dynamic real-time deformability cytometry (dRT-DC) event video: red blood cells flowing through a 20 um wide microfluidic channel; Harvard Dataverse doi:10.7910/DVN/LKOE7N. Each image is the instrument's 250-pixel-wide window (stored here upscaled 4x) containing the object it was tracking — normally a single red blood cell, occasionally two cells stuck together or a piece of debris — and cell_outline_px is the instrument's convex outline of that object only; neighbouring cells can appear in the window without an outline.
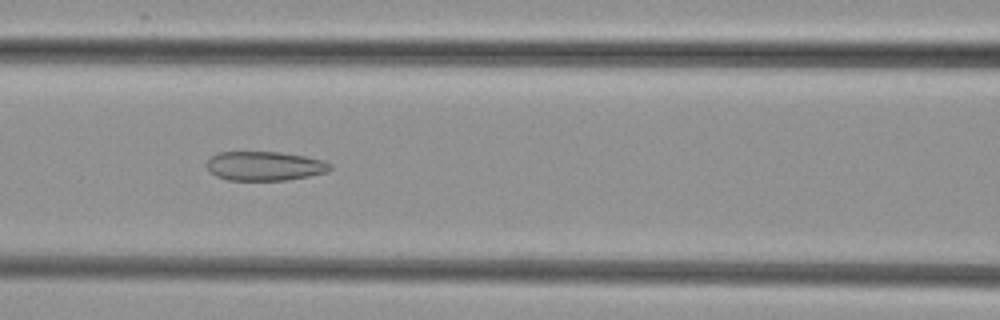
{"species": "common noctule bat (a hibernating species)", "species_latin": "Nyctalus noctula", "temperature_condition": "cold", "stored_images_in_passage": 36, "camera_frame_rate_fps": 3000, "um_per_image_px": 0.085, "animal": {"sex": "female", "body_mass_g": 29.2, "forearm_length_mm": 56.3}, "frame": {"image": 1, "passage_image": 7, "time_ms": 2.0, "image_size_px": [1000, 320], "cell_outline_px": [[332, 168], [328, 172], [308, 176], [284, 180], [228, 180], [216, 176], [208, 168], [208, 160], [212, 156], [220, 152], [280, 152], [304, 156], [324, 160], [332, 164]], "centroid_in_image_um": [22.54, 14.11], "position_along_channel_um": 144.1, "area_um2": 20.87}}
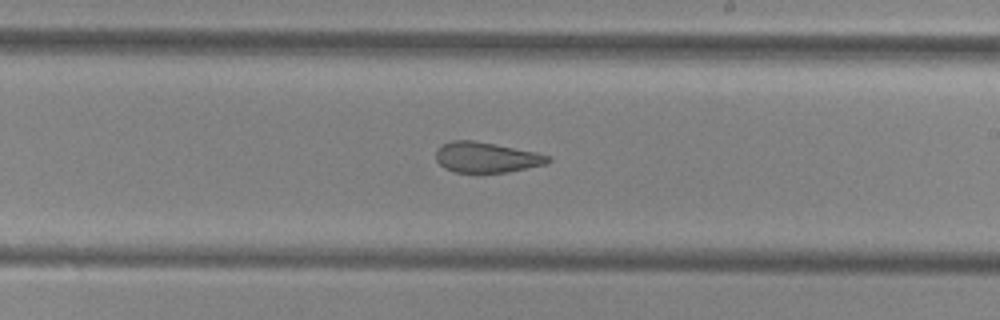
{"frame": {"image": 2, "passage_image": 15, "time_ms": 4.667, "image_size_px": [1000, 320], "cell_outline_px": [[552, 160], [548, 164], [508, 172], [456, 172], [444, 168], [436, 160], [436, 152], [444, 144], [452, 140], [472, 140], [536, 152], [552, 156]], "centroid_in_image_um": [41.4, 13.38], "position_along_channel_um": 247.6, "area_um2": 19.77}}
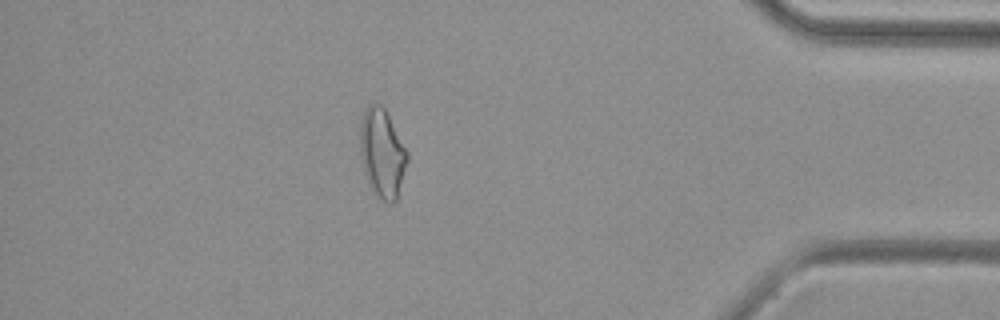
{"frame": {"image": 3, "passage_image": 30, "time_ms": 9.667, "image_size_px": [1000, 320], "cell_outline_px": [[408, 160], [396, 200], [392, 204], [388, 204], [376, 196], [368, 184], [364, 172], [360, 156], [360, 124], [364, 112], [368, 104], [380, 104], [384, 108], [408, 152]], "centroid_in_image_um": [32.47, 13.05], "position_along_channel_um": 402.7, "area_um2": 24.39}}